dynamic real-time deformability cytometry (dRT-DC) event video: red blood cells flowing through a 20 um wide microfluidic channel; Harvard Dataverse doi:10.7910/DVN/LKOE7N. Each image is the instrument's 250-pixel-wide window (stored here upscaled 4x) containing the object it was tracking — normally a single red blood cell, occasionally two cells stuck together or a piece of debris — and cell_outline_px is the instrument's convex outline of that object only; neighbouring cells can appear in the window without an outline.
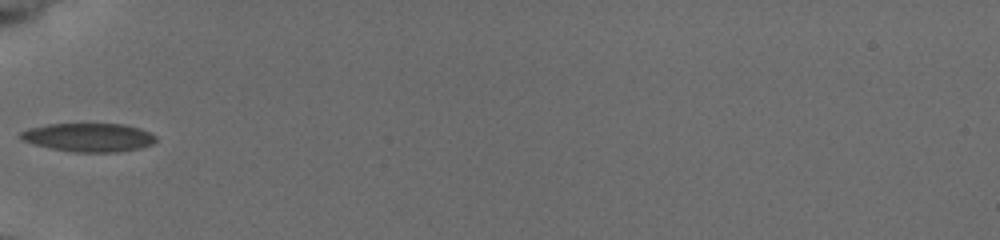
{"species": "common noctule bat (a hibernating species)", "species_latin": "Nyctalus noctula", "temperature_condition": "cold", "stored_images_in_passage": 27, "camera_frame_rate_fps": 3000, "um_per_image_px": 0.085, "animal": {"sex": "female", "body_mass_g": 19.5, "forearm_length_mm": 54.1}, "frame": {"image": 1, "passage_image": 1, "time_ms": 0.0, "image_size_px": [1000, 240], "cell_outline_px": [[156, 140], [152, 144], [140, 148], [116, 152], [72, 152], [48, 148], [32, 144], [20, 140], [20, 132], [28, 128], [48, 124], [124, 124], [140, 128], [156, 136]], "centroid_in_image_um": [7.5, 11.68], "position_along_channel_um": 77.5, "area_um2": 22.66}}
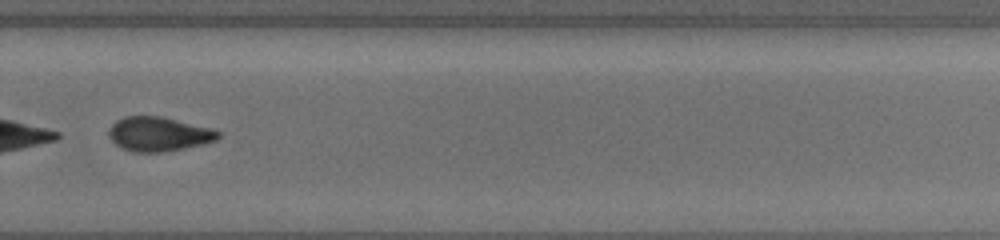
{"frame": {"image": 2, "passage_image": 20, "time_ms": 6.333, "image_size_px": [1000, 240], "cell_outline_px": [[220, 136], [216, 140], [200, 144], [164, 152], [132, 152], [120, 148], [108, 136], [108, 128], [116, 120], [124, 116], [160, 116], [216, 128], [220, 132]], "centroid_in_image_um": [13.48, 11.38], "position_along_channel_um": 316.3, "area_um2": 22.08}}
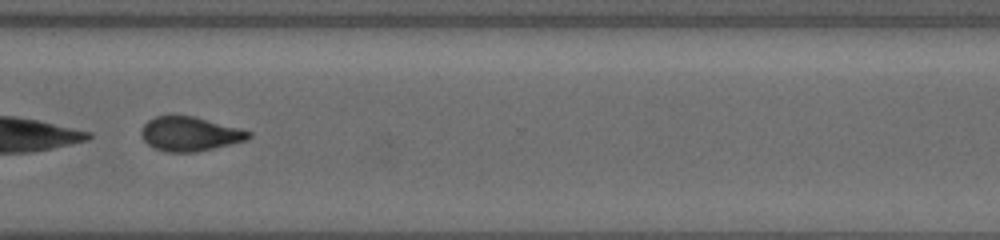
{"frame": {"image": 3, "passage_image": 23, "time_ms": 7.333, "image_size_px": [1000, 240], "cell_outline_px": [[252, 136], [248, 140], [196, 152], [164, 152], [148, 144], [144, 140], [140, 132], [140, 128], [148, 120], [156, 116], [192, 116], [240, 128], [252, 132]], "centroid_in_image_um": [16.14, 11.39], "position_along_channel_um": 354.5, "area_um2": 21.39}, "authors_computed_cell_mechanics": {"area_um2": 22.8888, "velocity_mm_per_s": 3.7874, "shape_relaxation_time_tau1_ms": 3.9157, "shape_relaxation_time_tau2_ms": 6.5154, "deformation_change_tau1": 0.1327, "deformation_change_tau2": 0.1133}}